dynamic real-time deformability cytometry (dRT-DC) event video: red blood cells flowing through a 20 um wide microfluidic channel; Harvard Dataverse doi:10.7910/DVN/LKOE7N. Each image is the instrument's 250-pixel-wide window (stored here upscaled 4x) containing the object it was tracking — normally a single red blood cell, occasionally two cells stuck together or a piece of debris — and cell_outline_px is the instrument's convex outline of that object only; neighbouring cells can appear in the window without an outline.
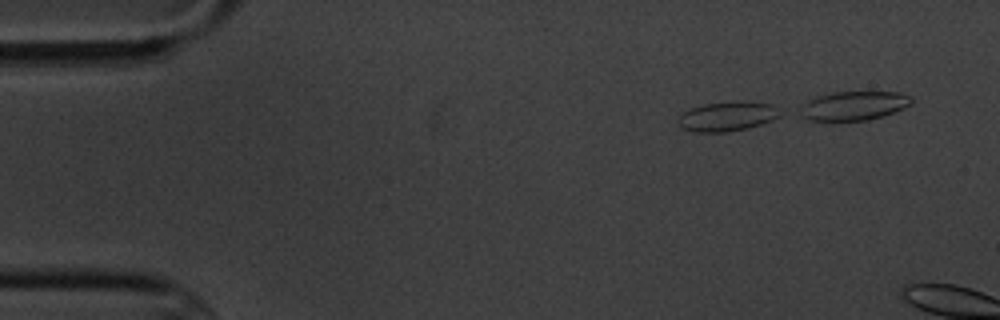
{"species": "common noctule bat (a hibernating species)", "species_latin": "Nyctalus noctula", "temperature_condition": "cold", "stored_images_in_passage": 3, "camera_frame_rate_fps": 3000, "um_per_image_px": 0.085, "animal": {"sex": "male", "body_mass_g": 20.1, "forearm_length_mm": 53.5}, "frame": {"image": 1, "passage_image": 2, "time_ms": 1.0, "image_size_px": [1000, 320], "cell_outline_px": [[780, 116], [772, 120], [748, 128], [728, 132], [692, 132], [680, 128], [676, 120], [688, 108], [704, 104], [772, 104]], "centroid_in_image_um": [61.68, 9.96], "position_along_channel_um": 23.3, "area_um2": 16.7}}